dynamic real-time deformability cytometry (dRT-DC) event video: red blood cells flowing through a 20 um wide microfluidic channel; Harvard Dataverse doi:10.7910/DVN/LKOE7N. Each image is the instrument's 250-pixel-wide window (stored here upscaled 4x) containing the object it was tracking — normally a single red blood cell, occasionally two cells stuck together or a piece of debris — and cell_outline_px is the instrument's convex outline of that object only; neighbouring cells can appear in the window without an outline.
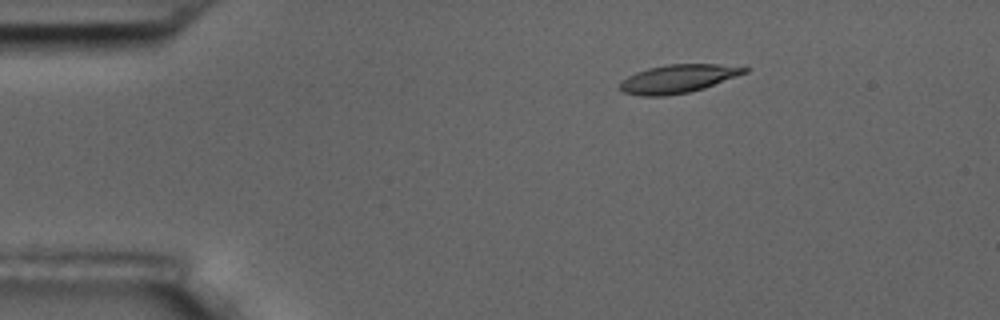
{"species": "common noctule bat (a hibernating species)", "species_latin": "Nyctalus noctula", "temperature_condition": "room temperature", "stored_images_in_passage": 3, "camera_frame_rate_fps": 3000, "um_per_image_px": 0.085, "animal": {"sex": "male", "body_mass_g": 17.5, "forearm_length_mm": 52.3}, "frame": {"image": 1, "passage_image": 1, "time_ms": 0.0, "image_size_px": [1000, 320], "cell_outline_px": [[748, 72], [704, 88], [688, 92], [664, 96], [640, 96], [624, 92], [620, 88], [620, 80], [636, 72], [648, 68], [668, 64], [716, 64], [748, 68]], "centroid_in_image_um": [57.59, 6.69], "position_along_channel_um": 27.4, "area_um2": 20.4}}